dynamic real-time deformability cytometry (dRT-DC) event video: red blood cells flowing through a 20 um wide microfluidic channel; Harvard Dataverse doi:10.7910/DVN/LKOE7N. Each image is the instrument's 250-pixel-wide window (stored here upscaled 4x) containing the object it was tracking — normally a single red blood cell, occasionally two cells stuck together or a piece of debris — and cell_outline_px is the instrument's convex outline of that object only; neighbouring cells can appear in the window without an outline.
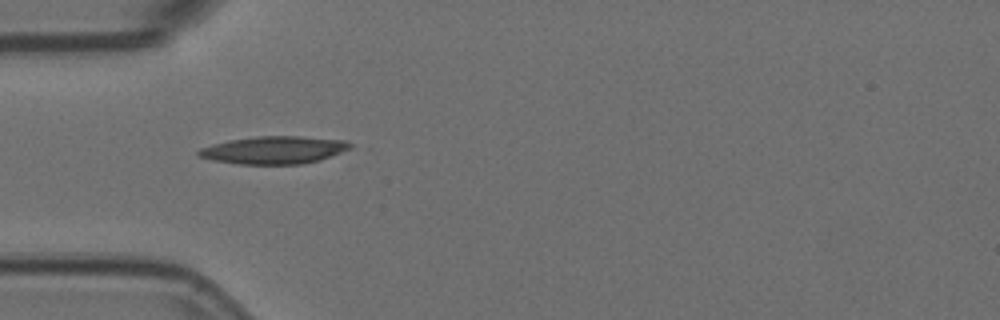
{"species": "Egyptian fruit bat (a non-hibernating species)", "species_latin": "Rousettus aegyptiacus", "temperature_condition": "room temperature", "stored_images_in_passage": 5, "camera_frame_rate_fps": 3000, "um_per_image_px": 0.085, "animal": {"sex": "female"}, "frame": {"image": 1, "passage_image": 1, "time_ms": 0.0, "image_size_px": [1000, 320], "cell_outline_px": [[352, 148], [320, 160], [300, 164], [236, 164], [212, 160], [200, 156], [196, 152], [200, 148], [212, 144], [228, 140], [256, 136], [300, 136], [348, 140], [352, 144]], "centroid_in_image_um": [23.3, 12.74], "position_along_channel_um": 61.7, "area_um2": 24.57}}
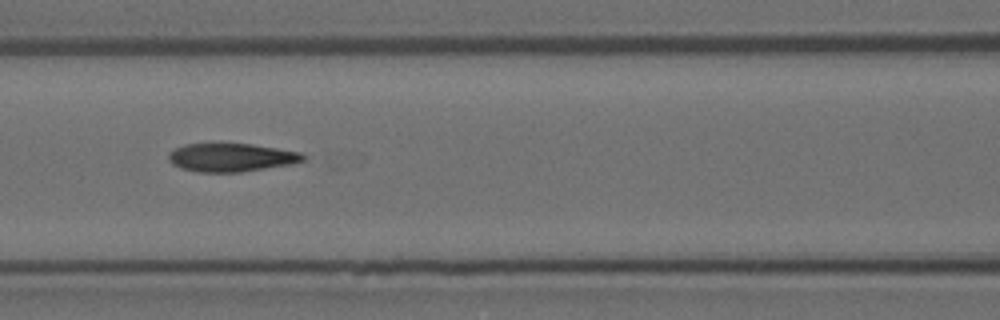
{"frame": {"image": 2, "passage_image": 3, "time_ms": 0.667, "image_size_px": [1000, 320], "cell_outline_px": [[308, 156], [304, 160], [292, 164], [240, 172], [200, 172], [180, 168], [172, 164], [168, 160], [168, 152], [172, 148], [184, 144], [252, 144], [300, 152]], "centroid_in_image_um": [19.63, 13.38], "position_along_channel_um": 147.0, "area_um2": 22.31}}
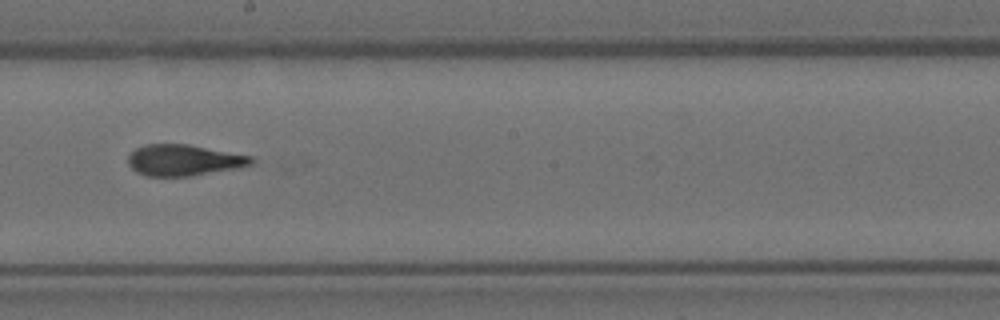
{"frame": {"image": 3, "passage_image": 5, "time_ms": 1.333, "image_size_px": [1000, 320], "cell_outline_px": [[256, 160], [252, 164], [240, 168], [192, 176], [148, 176], [136, 172], [128, 164], [128, 156], [136, 148], [144, 144], [188, 144], [252, 156]], "centroid_in_image_um": [15.65, 13.62], "position_along_channel_um": 232.6, "area_um2": 22.54}}